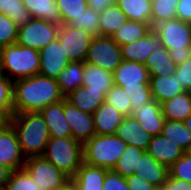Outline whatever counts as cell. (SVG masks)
I'll return each mask as SVG.
<instances>
[{
	"instance_id": "obj_52",
	"label": "cell",
	"mask_w": 191,
	"mask_h": 190,
	"mask_svg": "<svg viewBox=\"0 0 191 190\" xmlns=\"http://www.w3.org/2000/svg\"><path fill=\"white\" fill-rule=\"evenodd\" d=\"M58 190H76L73 182L70 180L66 183L63 187L59 188Z\"/></svg>"
},
{
	"instance_id": "obj_6",
	"label": "cell",
	"mask_w": 191,
	"mask_h": 190,
	"mask_svg": "<svg viewBox=\"0 0 191 190\" xmlns=\"http://www.w3.org/2000/svg\"><path fill=\"white\" fill-rule=\"evenodd\" d=\"M42 156L71 179L83 164V144L72 137H50Z\"/></svg>"
},
{
	"instance_id": "obj_47",
	"label": "cell",
	"mask_w": 191,
	"mask_h": 190,
	"mask_svg": "<svg viewBox=\"0 0 191 190\" xmlns=\"http://www.w3.org/2000/svg\"><path fill=\"white\" fill-rule=\"evenodd\" d=\"M128 188L130 190H156L157 187L152 186L150 183L145 181L142 177L132 174L125 178Z\"/></svg>"
},
{
	"instance_id": "obj_56",
	"label": "cell",
	"mask_w": 191,
	"mask_h": 190,
	"mask_svg": "<svg viewBox=\"0 0 191 190\" xmlns=\"http://www.w3.org/2000/svg\"><path fill=\"white\" fill-rule=\"evenodd\" d=\"M0 72H1V47H0Z\"/></svg>"
},
{
	"instance_id": "obj_38",
	"label": "cell",
	"mask_w": 191,
	"mask_h": 190,
	"mask_svg": "<svg viewBox=\"0 0 191 190\" xmlns=\"http://www.w3.org/2000/svg\"><path fill=\"white\" fill-rule=\"evenodd\" d=\"M62 24H69L88 8L87 0H56Z\"/></svg>"
},
{
	"instance_id": "obj_22",
	"label": "cell",
	"mask_w": 191,
	"mask_h": 190,
	"mask_svg": "<svg viewBox=\"0 0 191 190\" xmlns=\"http://www.w3.org/2000/svg\"><path fill=\"white\" fill-rule=\"evenodd\" d=\"M108 170L91 166L83 162L76 174L70 179L76 190H103V183Z\"/></svg>"
},
{
	"instance_id": "obj_27",
	"label": "cell",
	"mask_w": 191,
	"mask_h": 190,
	"mask_svg": "<svg viewBox=\"0 0 191 190\" xmlns=\"http://www.w3.org/2000/svg\"><path fill=\"white\" fill-rule=\"evenodd\" d=\"M33 18L42 19L56 25H62L56 0H22Z\"/></svg>"
},
{
	"instance_id": "obj_41",
	"label": "cell",
	"mask_w": 191,
	"mask_h": 190,
	"mask_svg": "<svg viewBox=\"0 0 191 190\" xmlns=\"http://www.w3.org/2000/svg\"><path fill=\"white\" fill-rule=\"evenodd\" d=\"M68 25L81 28L93 36H99V13L88 7L83 14L73 19Z\"/></svg>"
},
{
	"instance_id": "obj_9",
	"label": "cell",
	"mask_w": 191,
	"mask_h": 190,
	"mask_svg": "<svg viewBox=\"0 0 191 190\" xmlns=\"http://www.w3.org/2000/svg\"><path fill=\"white\" fill-rule=\"evenodd\" d=\"M85 62L113 73L122 62L121 47L109 36H94Z\"/></svg>"
},
{
	"instance_id": "obj_10",
	"label": "cell",
	"mask_w": 191,
	"mask_h": 190,
	"mask_svg": "<svg viewBox=\"0 0 191 190\" xmlns=\"http://www.w3.org/2000/svg\"><path fill=\"white\" fill-rule=\"evenodd\" d=\"M93 38L81 28L62 24L57 39L69 61L85 62Z\"/></svg>"
},
{
	"instance_id": "obj_4",
	"label": "cell",
	"mask_w": 191,
	"mask_h": 190,
	"mask_svg": "<svg viewBox=\"0 0 191 190\" xmlns=\"http://www.w3.org/2000/svg\"><path fill=\"white\" fill-rule=\"evenodd\" d=\"M153 30L176 65L191 57V23L176 18L157 24Z\"/></svg>"
},
{
	"instance_id": "obj_40",
	"label": "cell",
	"mask_w": 191,
	"mask_h": 190,
	"mask_svg": "<svg viewBox=\"0 0 191 190\" xmlns=\"http://www.w3.org/2000/svg\"><path fill=\"white\" fill-rule=\"evenodd\" d=\"M2 190H39V188L30 175L24 169H20L11 172Z\"/></svg>"
},
{
	"instance_id": "obj_13",
	"label": "cell",
	"mask_w": 191,
	"mask_h": 190,
	"mask_svg": "<svg viewBox=\"0 0 191 190\" xmlns=\"http://www.w3.org/2000/svg\"><path fill=\"white\" fill-rule=\"evenodd\" d=\"M40 71L39 74L45 77L57 79L62 70L70 62L61 47L60 41L55 39L39 51Z\"/></svg>"
},
{
	"instance_id": "obj_21",
	"label": "cell",
	"mask_w": 191,
	"mask_h": 190,
	"mask_svg": "<svg viewBox=\"0 0 191 190\" xmlns=\"http://www.w3.org/2000/svg\"><path fill=\"white\" fill-rule=\"evenodd\" d=\"M124 115L107 102H103L93 113L94 128L97 135L116 134Z\"/></svg>"
},
{
	"instance_id": "obj_45",
	"label": "cell",
	"mask_w": 191,
	"mask_h": 190,
	"mask_svg": "<svg viewBox=\"0 0 191 190\" xmlns=\"http://www.w3.org/2000/svg\"><path fill=\"white\" fill-rule=\"evenodd\" d=\"M103 190H130L128 188L126 179L122 177L119 173L113 170H108L106 172Z\"/></svg>"
},
{
	"instance_id": "obj_34",
	"label": "cell",
	"mask_w": 191,
	"mask_h": 190,
	"mask_svg": "<svg viewBox=\"0 0 191 190\" xmlns=\"http://www.w3.org/2000/svg\"><path fill=\"white\" fill-rule=\"evenodd\" d=\"M0 13L7 15L18 28L33 19L22 0H0Z\"/></svg>"
},
{
	"instance_id": "obj_2",
	"label": "cell",
	"mask_w": 191,
	"mask_h": 190,
	"mask_svg": "<svg viewBox=\"0 0 191 190\" xmlns=\"http://www.w3.org/2000/svg\"><path fill=\"white\" fill-rule=\"evenodd\" d=\"M8 122L15 130L21 151L26 158L44 154L50 136L40 112L12 114Z\"/></svg>"
},
{
	"instance_id": "obj_18",
	"label": "cell",
	"mask_w": 191,
	"mask_h": 190,
	"mask_svg": "<svg viewBox=\"0 0 191 190\" xmlns=\"http://www.w3.org/2000/svg\"><path fill=\"white\" fill-rule=\"evenodd\" d=\"M134 174L142 177L152 186L160 188L169 176V169L156 161L147 151H144L138 159Z\"/></svg>"
},
{
	"instance_id": "obj_57",
	"label": "cell",
	"mask_w": 191,
	"mask_h": 190,
	"mask_svg": "<svg viewBox=\"0 0 191 190\" xmlns=\"http://www.w3.org/2000/svg\"><path fill=\"white\" fill-rule=\"evenodd\" d=\"M156 190H164L162 187H160V188H157Z\"/></svg>"
},
{
	"instance_id": "obj_50",
	"label": "cell",
	"mask_w": 191,
	"mask_h": 190,
	"mask_svg": "<svg viewBox=\"0 0 191 190\" xmlns=\"http://www.w3.org/2000/svg\"><path fill=\"white\" fill-rule=\"evenodd\" d=\"M87 2L90 9L100 14L107 7L114 5L116 0H87Z\"/></svg>"
},
{
	"instance_id": "obj_16",
	"label": "cell",
	"mask_w": 191,
	"mask_h": 190,
	"mask_svg": "<svg viewBox=\"0 0 191 190\" xmlns=\"http://www.w3.org/2000/svg\"><path fill=\"white\" fill-rule=\"evenodd\" d=\"M146 151L168 169L185 153L182 147L168 140L162 134L152 136Z\"/></svg>"
},
{
	"instance_id": "obj_46",
	"label": "cell",
	"mask_w": 191,
	"mask_h": 190,
	"mask_svg": "<svg viewBox=\"0 0 191 190\" xmlns=\"http://www.w3.org/2000/svg\"><path fill=\"white\" fill-rule=\"evenodd\" d=\"M177 80L185 91L191 92V57L176 66Z\"/></svg>"
},
{
	"instance_id": "obj_28",
	"label": "cell",
	"mask_w": 191,
	"mask_h": 190,
	"mask_svg": "<svg viewBox=\"0 0 191 190\" xmlns=\"http://www.w3.org/2000/svg\"><path fill=\"white\" fill-rule=\"evenodd\" d=\"M84 63L70 61L57 78V83L64 97L76 90L83 83Z\"/></svg>"
},
{
	"instance_id": "obj_8",
	"label": "cell",
	"mask_w": 191,
	"mask_h": 190,
	"mask_svg": "<svg viewBox=\"0 0 191 190\" xmlns=\"http://www.w3.org/2000/svg\"><path fill=\"white\" fill-rule=\"evenodd\" d=\"M60 25L33 18L30 22L18 28V45L40 51L58 38Z\"/></svg>"
},
{
	"instance_id": "obj_14",
	"label": "cell",
	"mask_w": 191,
	"mask_h": 190,
	"mask_svg": "<svg viewBox=\"0 0 191 190\" xmlns=\"http://www.w3.org/2000/svg\"><path fill=\"white\" fill-rule=\"evenodd\" d=\"M120 47L122 60L145 64L153 51L163 48V43L152 30L143 38Z\"/></svg>"
},
{
	"instance_id": "obj_17",
	"label": "cell",
	"mask_w": 191,
	"mask_h": 190,
	"mask_svg": "<svg viewBox=\"0 0 191 190\" xmlns=\"http://www.w3.org/2000/svg\"><path fill=\"white\" fill-rule=\"evenodd\" d=\"M149 78L144 64L125 60L113 72L114 85L120 87L140 86V83H149Z\"/></svg>"
},
{
	"instance_id": "obj_5",
	"label": "cell",
	"mask_w": 191,
	"mask_h": 190,
	"mask_svg": "<svg viewBox=\"0 0 191 190\" xmlns=\"http://www.w3.org/2000/svg\"><path fill=\"white\" fill-rule=\"evenodd\" d=\"M126 147L127 143L116 134H95L83 144V162L91 166L113 170Z\"/></svg>"
},
{
	"instance_id": "obj_11",
	"label": "cell",
	"mask_w": 191,
	"mask_h": 190,
	"mask_svg": "<svg viewBox=\"0 0 191 190\" xmlns=\"http://www.w3.org/2000/svg\"><path fill=\"white\" fill-rule=\"evenodd\" d=\"M25 160L15 130L5 123L0 128V164L14 171L23 169Z\"/></svg>"
},
{
	"instance_id": "obj_49",
	"label": "cell",
	"mask_w": 191,
	"mask_h": 190,
	"mask_svg": "<svg viewBox=\"0 0 191 190\" xmlns=\"http://www.w3.org/2000/svg\"><path fill=\"white\" fill-rule=\"evenodd\" d=\"M162 188L164 190H191V183L177 178H172L169 175Z\"/></svg>"
},
{
	"instance_id": "obj_12",
	"label": "cell",
	"mask_w": 191,
	"mask_h": 190,
	"mask_svg": "<svg viewBox=\"0 0 191 190\" xmlns=\"http://www.w3.org/2000/svg\"><path fill=\"white\" fill-rule=\"evenodd\" d=\"M64 115L71 130V137L81 144L89 141L95 134L93 114L85 113L64 98Z\"/></svg>"
},
{
	"instance_id": "obj_36",
	"label": "cell",
	"mask_w": 191,
	"mask_h": 190,
	"mask_svg": "<svg viewBox=\"0 0 191 190\" xmlns=\"http://www.w3.org/2000/svg\"><path fill=\"white\" fill-rule=\"evenodd\" d=\"M179 0H152L151 25L176 19V9Z\"/></svg>"
},
{
	"instance_id": "obj_25",
	"label": "cell",
	"mask_w": 191,
	"mask_h": 190,
	"mask_svg": "<svg viewBox=\"0 0 191 190\" xmlns=\"http://www.w3.org/2000/svg\"><path fill=\"white\" fill-rule=\"evenodd\" d=\"M161 109L166 120L184 121L191 115V92L184 91L161 103Z\"/></svg>"
},
{
	"instance_id": "obj_44",
	"label": "cell",
	"mask_w": 191,
	"mask_h": 190,
	"mask_svg": "<svg viewBox=\"0 0 191 190\" xmlns=\"http://www.w3.org/2000/svg\"><path fill=\"white\" fill-rule=\"evenodd\" d=\"M169 175L172 178H177L191 183V156H189L187 153H184L169 168Z\"/></svg>"
},
{
	"instance_id": "obj_51",
	"label": "cell",
	"mask_w": 191,
	"mask_h": 190,
	"mask_svg": "<svg viewBox=\"0 0 191 190\" xmlns=\"http://www.w3.org/2000/svg\"><path fill=\"white\" fill-rule=\"evenodd\" d=\"M11 172L12 171L8 167L0 164V187L1 188H3V186L9 180Z\"/></svg>"
},
{
	"instance_id": "obj_24",
	"label": "cell",
	"mask_w": 191,
	"mask_h": 190,
	"mask_svg": "<svg viewBox=\"0 0 191 190\" xmlns=\"http://www.w3.org/2000/svg\"><path fill=\"white\" fill-rule=\"evenodd\" d=\"M149 86L153 100L159 104L185 91L177 80L176 73L172 76H150Z\"/></svg>"
},
{
	"instance_id": "obj_53",
	"label": "cell",
	"mask_w": 191,
	"mask_h": 190,
	"mask_svg": "<svg viewBox=\"0 0 191 190\" xmlns=\"http://www.w3.org/2000/svg\"><path fill=\"white\" fill-rule=\"evenodd\" d=\"M185 127L191 132V115L183 121Z\"/></svg>"
},
{
	"instance_id": "obj_33",
	"label": "cell",
	"mask_w": 191,
	"mask_h": 190,
	"mask_svg": "<svg viewBox=\"0 0 191 190\" xmlns=\"http://www.w3.org/2000/svg\"><path fill=\"white\" fill-rule=\"evenodd\" d=\"M161 134L185 151L191 145V132L185 127L183 121L165 120Z\"/></svg>"
},
{
	"instance_id": "obj_26",
	"label": "cell",
	"mask_w": 191,
	"mask_h": 190,
	"mask_svg": "<svg viewBox=\"0 0 191 190\" xmlns=\"http://www.w3.org/2000/svg\"><path fill=\"white\" fill-rule=\"evenodd\" d=\"M105 96L103 92L85 91V86L82 85L67 95L65 99L79 110L93 114L105 101Z\"/></svg>"
},
{
	"instance_id": "obj_23",
	"label": "cell",
	"mask_w": 191,
	"mask_h": 190,
	"mask_svg": "<svg viewBox=\"0 0 191 190\" xmlns=\"http://www.w3.org/2000/svg\"><path fill=\"white\" fill-rule=\"evenodd\" d=\"M82 85L85 91L103 92L106 95L114 85L113 73L85 62Z\"/></svg>"
},
{
	"instance_id": "obj_31",
	"label": "cell",
	"mask_w": 191,
	"mask_h": 190,
	"mask_svg": "<svg viewBox=\"0 0 191 190\" xmlns=\"http://www.w3.org/2000/svg\"><path fill=\"white\" fill-rule=\"evenodd\" d=\"M127 21L126 14L115 3L99 14V35L112 37Z\"/></svg>"
},
{
	"instance_id": "obj_30",
	"label": "cell",
	"mask_w": 191,
	"mask_h": 190,
	"mask_svg": "<svg viewBox=\"0 0 191 190\" xmlns=\"http://www.w3.org/2000/svg\"><path fill=\"white\" fill-rule=\"evenodd\" d=\"M149 76H172L176 71V64L171 59L166 48L153 51L144 64Z\"/></svg>"
},
{
	"instance_id": "obj_42",
	"label": "cell",
	"mask_w": 191,
	"mask_h": 190,
	"mask_svg": "<svg viewBox=\"0 0 191 190\" xmlns=\"http://www.w3.org/2000/svg\"><path fill=\"white\" fill-rule=\"evenodd\" d=\"M122 88L130 98L132 111L137 109L140 105H145L153 100L149 83H140V86Z\"/></svg>"
},
{
	"instance_id": "obj_3",
	"label": "cell",
	"mask_w": 191,
	"mask_h": 190,
	"mask_svg": "<svg viewBox=\"0 0 191 190\" xmlns=\"http://www.w3.org/2000/svg\"><path fill=\"white\" fill-rule=\"evenodd\" d=\"M40 53L38 50L13 44L1 48V73L11 81L38 75Z\"/></svg>"
},
{
	"instance_id": "obj_43",
	"label": "cell",
	"mask_w": 191,
	"mask_h": 190,
	"mask_svg": "<svg viewBox=\"0 0 191 190\" xmlns=\"http://www.w3.org/2000/svg\"><path fill=\"white\" fill-rule=\"evenodd\" d=\"M18 27L5 14L0 13V47L16 44Z\"/></svg>"
},
{
	"instance_id": "obj_54",
	"label": "cell",
	"mask_w": 191,
	"mask_h": 190,
	"mask_svg": "<svg viewBox=\"0 0 191 190\" xmlns=\"http://www.w3.org/2000/svg\"><path fill=\"white\" fill-rule=\"evenodd\" d=\"M7 123V121L0 115V128Z\"/></svg>"
},
{
	"instance_id": "obj_55",
	"label": "cell",
	"mask_w": 191,
	"mask_h": 190,
	"mask_svg": "<svg viewBox=\"0 0 191 190\" xmlns=\"http://www.w3.org/2000/svg\"><path fill=\"white\" fill-rule=\"evenodd\" d=\"M185 153H187L189 156H191V145H190V147L185 151Z\"/></svg>"
},
{
	"instance_id": "obj_1",
	"label": "cell",
	"mask_w": 191,
	"mask_h": 190,
	"mask_svg": "<svg viewBox=\"0 0 191 190\" xmlns=\"http://www.w3.org/2000/svg\"><path fill=\"white\" fill-rule=\"evenodd\" d=\"M64 98L57 79L38 74L13 82V114L40 112Z\"/></svg>"
},
{
	"instance_id": "obj_37",
	"label": "cell",
	"mask_w": 191,
	"mask_h": 190,
	"mask_svg": "<svg viewBox=\"0 0 191 190\" xmlns=\"http://www.w3.org/2000/svg\"><path fill=\"white\" fill-rule=\"evenodd\" d=\"M13 114V81L0 72V115L8 122Z\"/></svg>"
},
{
	"instance_id": "obj_48",
	"label": "cell",
	"mask_w": 191,
	"mask_h": 190,
	"mask_svg": "<svg viewBox=\"0 0 191 190\" xmlns=\"http://www.w3.org/2000/svg\"><path fill=\"white\" fill-rule=\"evenodd\" d=\"M176 18L191 23V0H179L176 9Z\"/></svg>"
},
{
	"instance_id": "obj_7",
	"label": "cell",
	"mask_w": 191,
	"mask_h": 190,
	"mask_svg": "<svg viewBox=\"0 0 191 190\" xmlns=\"http://www.w3.org/2000/svg\"><path fill=\"white\" fill-rule=\"evenodd\" d=\"M23 169L36 182L39 190H58L70 181V178L43 156L27 157Z\"/></svg>"
},
{
	"instance_id": "obj_15",
	"label": "cell",
	"mask_w": 191,
	"mask_h": 190,
	"mask_svg": "<svg viewBox=\"0 0 191 190\" xmlns=\"http://www.w3.org/2000/svg\"><path fill=\"white\" fill-rule=\"evenodd\" d=\"M131 116L136 118L141 127L150 135L156 136L162 133L165 118L162 114L161 104L152 100L145 105H140L134 109Z\"/></svg>"
},
{
	"instance_id": "obj_19",
	"label": "cell",
	"mask_w": 191,
	"mask_h": 190,
	"mask_svg": "<svg viewBox=\"0 0 191 190\" xmlns=\"http://www.w3.org/2000/svg\"><path fill=\"white\" fill-rule=\"evenodd\" d=\"M116 135L125 141L127 145L138 147L144 151L147 150L152 139V135L143 129L136 118L131 115L124 117L117 128Z\"/></svg>"
},
{
	"instance_id": "obj_20",
	"label": "cell",
	"mask_w": 191,
	"mask_h": 190,
	"mask_svg": "<svg viewBox=\"0 0 191 190\" xmlns=\"http://www.w3.org/2000/svg\"><path fill=\"white\" fill-rule=\"evenodd\" d=\"M40 113L47 124L50 137H71V130L64 115V99L58 103L46 106Z\"/></svg>"
},
{
	"instance_id": "obj_39",
	"label": "cell",
	"mask_w": 191,
	"mask_h": 190,
	"mask_svg": "<svg viewBox=\"0 0 191 190\" xmlns=\"http://www.w3.org/2000/svg\"><path fill=\"white\" fill-rule=\"evenodd\" d=\"M105 102L113 106L125 117L132 113V104L125 90L117 85H113L105 96Z\"/></svg>"
},
{
	"instance_id": "obj_35",
	"label": "cell",
	"mask_w": 191,
	"mask_h": 190,
	"mask_svg": "<svg viewBox=\"0 0 191 190\" xmlns=\"http://www.w3.org/2000/svg\"><path fill=\"white\" fill-rule=\"evenodd\" d=\"M143 152V149L127 145L113 171L119 173L124 178L131 176L134 174L135 169H137L138 159Z\"/></svg>"
},
{
	"instance_id": "obj_29",
	"label": "cell",
	"mask_w": 191,
	"mask_h": 190,
	"mask_svg": "<svg viewBox=\"0 0 191 190\" xmlns=\"http://www.w3.org/2000/svg\"><path fill=\"white\" fill-rule=\"evenodd\" d=\"M153 30L150 23L128 20L112 35V39L119 45H126L137 41Z\"/></svg>"
},
{
	"instance_id": "obj_32",
	"label": "cell",
	"mask_w": 191,
	"mask_h": 190,
	"mask_svg": "<svg viewBox=\"0 0 191 190\" xmlns=\"http://www.w3.org/2000/svg\"><path fill=\"white\" fill-rule=\"evenodd\" d=\"M128 20L151 24L152 0H116Z\"/></svg>"
}]
</instances>
